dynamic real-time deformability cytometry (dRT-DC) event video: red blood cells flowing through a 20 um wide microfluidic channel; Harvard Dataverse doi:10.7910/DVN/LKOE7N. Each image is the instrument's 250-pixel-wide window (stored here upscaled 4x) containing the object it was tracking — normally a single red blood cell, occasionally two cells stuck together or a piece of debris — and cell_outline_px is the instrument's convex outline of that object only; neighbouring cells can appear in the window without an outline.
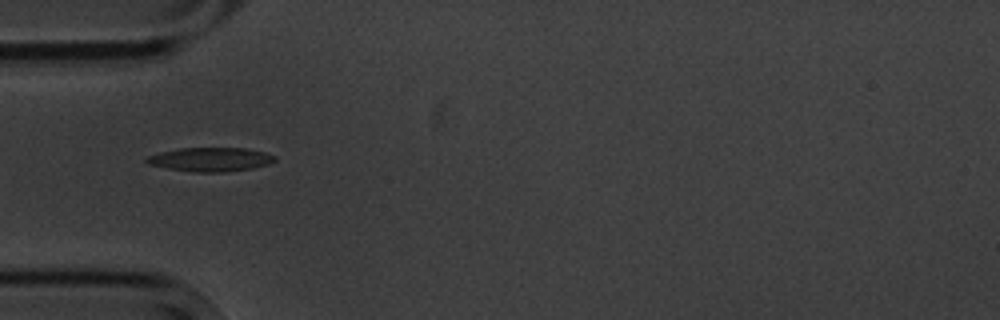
{"species": "common noctule bat (a hibernating species)", "species_latin": "Nyctalus noctula", "temperature_condition": "cold", "stored_images_in_passage": 4, "camera_frame_rate_fps": 3000, "um_per_image_px": 0.085, "animal": {"sex": "male", "body_mass_g": 20.1, "forearm_length_mm": 53.5}, "frame": {"image": 1, "passage_image": 1, "time_ms": 0.0, "image_size_px": [1000, 320], "cell_outline_px": [[276, 160], [268, 164], [252, 168], [224, 172], [192, 172], [168, 168], [148, 164], [144, 160], [148, 156], [160, 152], [180, 148], [244, 148], [264, 152], [276, 156]], "centroid_in_image_um": [17.88, 13.55], "position_along_channel_um": 67.1, "area_um2": 17.8}}
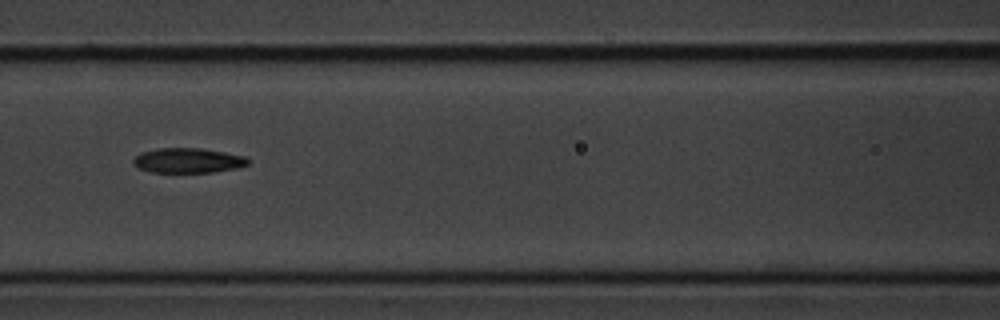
{"frame": {"image": 2, "passage_image": 3, "time_ms": 2.333, "image_size_px": [1000, 320], "cell_outline_px": [[248, 164], [236, 168], [212, 172], [152, 172], [140, 168], [132, 164], [132, 160], [140, 152], [156, 148], [200, 148], [224, 152], [244, 156], [248, 160]], "centroid_in_image_um": [15.93, 13.63], "position_along_channel_um": 150.7, "area_um2": 16.53}}
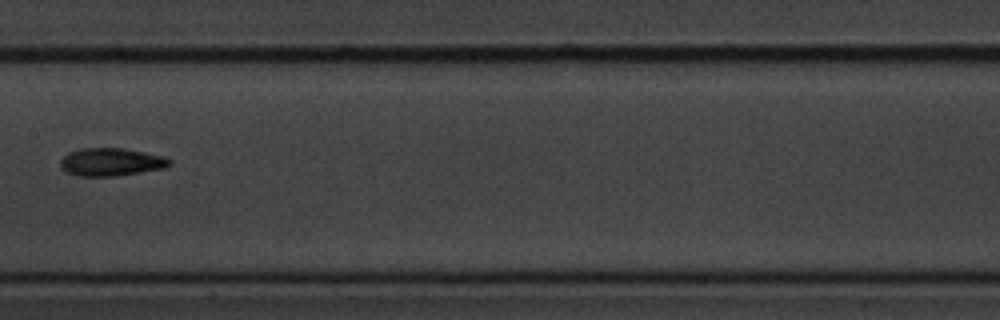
{"frame": {"image": 3, "passage_image": 4, "time_ms": 3.667, "image_size_px": [1000, 320], "cell_outline_px": [[172, 164], [164, 168], [116, 176], [80, 176], [68, 172], [60, 168], [60, 160], [68, 152], [80, 148], [120, 148], [144, 152], [164, 156], [172, 160]], "centroid_in_image_um": [9.44, 13.76], "position_along_channel_um": 198.0, "area_um2": 17.74}}